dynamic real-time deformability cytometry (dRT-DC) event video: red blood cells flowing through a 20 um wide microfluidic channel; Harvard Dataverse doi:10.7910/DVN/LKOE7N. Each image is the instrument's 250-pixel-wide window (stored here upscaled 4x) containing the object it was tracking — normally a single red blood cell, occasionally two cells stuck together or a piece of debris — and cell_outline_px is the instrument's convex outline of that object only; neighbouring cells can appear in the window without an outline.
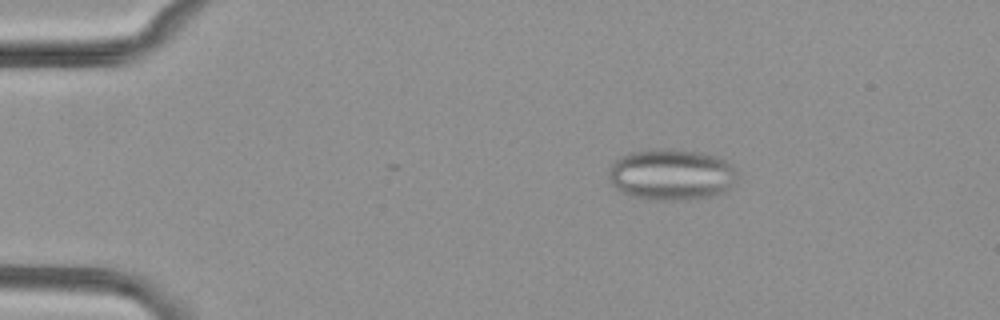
{"species": "common noctule bat (a hibernating species)", "species_latin": "Nyctalus noctula", "temperature_condition": "cold", "stored_images_in_passage": 14, "camera_frame_rate_fps": 3000, "um_per_image_px": 0.085, "animal": {"sex": "female", "body_mass_g": 29.2, "forearm_length_mm": 56.3}, "frame": {"image": 1, "passage_image": 10, "time_ms": 3.0, "image_size_px": [1000, 320], "cell_outline_px": [[736, 180], [724, 192], [712, 196], [680, 200], [656, 200], [632, 196], [620, 192], [612, 184], [608, 176], [612, 164], [620, 156], [632, 152], [664, 148], [700, 152], [716, 156], [732, 164], [736, 172]], "centroid_in_image_um": [57.06, 14.84], "position_along_channel_um": 27.9, "area_um2": 38.26}}